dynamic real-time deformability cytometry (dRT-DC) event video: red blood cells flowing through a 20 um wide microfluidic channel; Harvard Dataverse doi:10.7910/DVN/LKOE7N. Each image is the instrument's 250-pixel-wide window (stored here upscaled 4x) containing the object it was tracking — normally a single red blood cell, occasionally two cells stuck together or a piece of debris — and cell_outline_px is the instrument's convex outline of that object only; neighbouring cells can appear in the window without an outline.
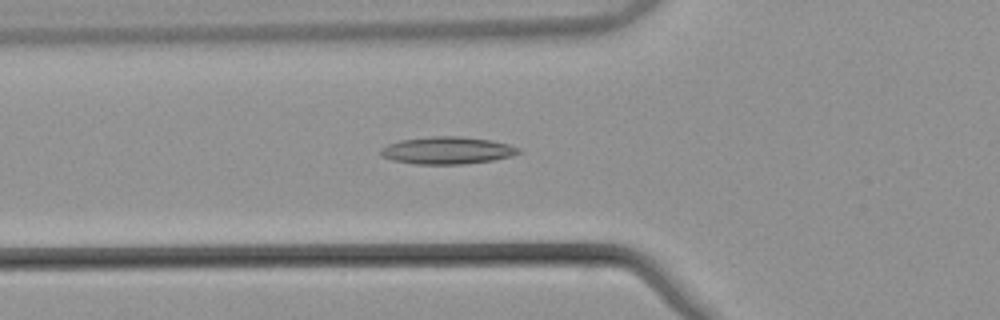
{"species": "common noctule bat (a hibernating species)", "species_latin": "Nyctalus noctula", "temperature_condition": "warm", "stored_images_in_passage": 54, "camera_frame_rate_fps": 3000, "um_per_image_px": 0.085, "animal": {"sex": "male", "body_mass_g": 21.5, "forearm_length_mm": 52.0}, "frame": {"image": 1, "passage_image": 20, "time_ms": 6.333, "image_size_px": [1000, 320], "cell_outline_px": [[520, 152], [512, 156], [492, 160], [460, 164], [416, 164], [392, 160], [380, 156], [380, 148], [388, 144], [400, 140], [432, 136], [460, 136], [492, 140], [508, 144], [520, 148]], "centroid_in_image_um": [37.99, 12.78], "position_along_channel_um": 87.8, "area_um2": 21.96}}
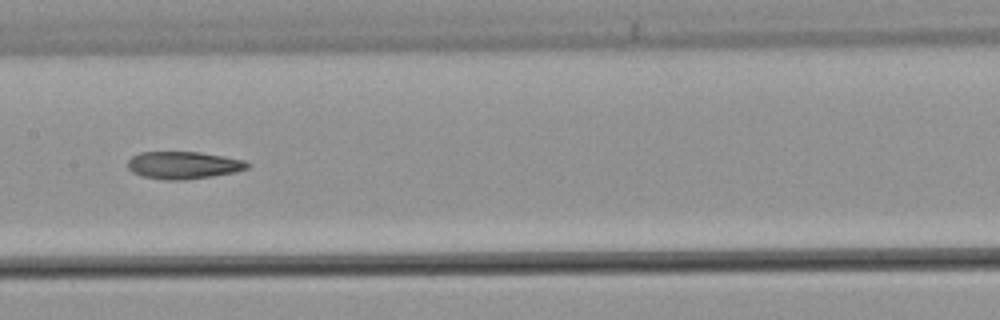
{"frame": {"image": 2, "passage_image": 28, "time_ms": 9.0, "image_size_px": [1000, 320], "cell_outline_px": [[252, 164], [248, 168], [236, 172], [212, 176], [184, 180], [168, 180], [140, 176], [132, 172], [128, 168], [128, 160], [132, 156], [140, 152], [200, 152], [224, 156], [244, 160]], "centroid_in_image_um": [15.6, 14.04], "position_along_channel_um": 191.8, "area_um2": 19.25}}
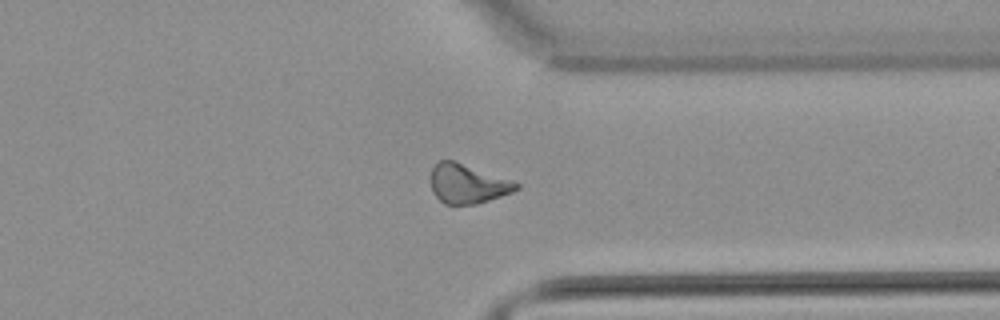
{"frame": {"image": 3, "passage_image": 42, "time_ms": 13.667, "image_size_px": [1000, 320], "cell_outline_px": [[520, 188], [512, 192], [476, 204], [444, 204], [432, 192], [432, 168], [440, 160], [452, 160], [520, 184]], "centroid_in_image_um": [39.72, 15.64], "position_along_channel_um": 371.7, "area_um2": 18.96}, "authors_computed_cell_mechanics": {"area_um2": 19.9121, "velocity_mm_per_s": 3.8877, "shape_relaxation_time_tau1_ms": null, "shape_relaxation_time_tau2_ms": 6.0537, "deformation_change_tau1": null, "deformation_change_tau2": 0.1698}}